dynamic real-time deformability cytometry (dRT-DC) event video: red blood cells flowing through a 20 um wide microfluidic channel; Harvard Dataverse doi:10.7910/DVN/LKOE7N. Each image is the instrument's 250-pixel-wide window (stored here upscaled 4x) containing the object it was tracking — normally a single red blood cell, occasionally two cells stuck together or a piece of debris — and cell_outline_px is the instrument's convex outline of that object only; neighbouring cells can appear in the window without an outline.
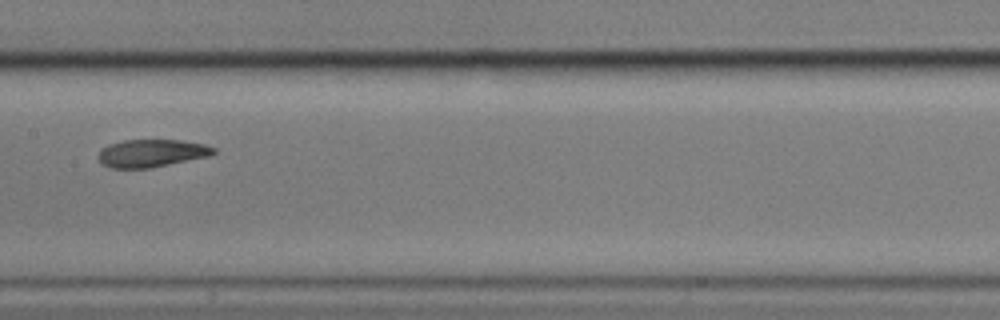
{"species": "common noctule bat (a hibernating species)", "species_latin": "Nyctalus noctula", "temperature_condition": "cold", "stored_images_in_passage": 12, "camera_frame_rate_fps": 3000, "um_per_image_px": 0.085, "animal": {"sex": "male", "body_mass_g": 17.9}, "frame": {"image": 1, "passage_image": 6, "time_ms": 7.667, "image_size_px": [1000, 320], "cell_outline_px": [[216, 152], [208, 156], [148, 168], [112, 168], [100, 164], [96, 156], [108, 144], [124, 140], [180, 140], [204, 144], [216, 148]], "centroid_in_image_um": [12.84, 13.02], "position_along_channel_um": 194.6, "area_um2": 18.5}}
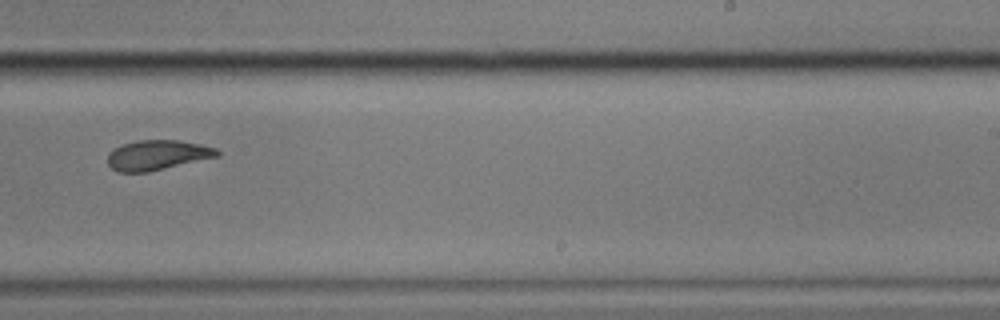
{"frame": {"image": 2, "passage_image": 8, "time_ms": 10.0, "image_size_px": [1000, 320], "cell_outline_px": [[220, 156], [148, 172], [116, 172], [108, 164], [108, 152], [124, 144], [136, 140], [180, 140], [200, 144], [216, 148], [220, 152]], "centroid_in_image_um": [13.39, 13.18], "position_along_channel_um": 275.6, "area_um2": 19.13}}
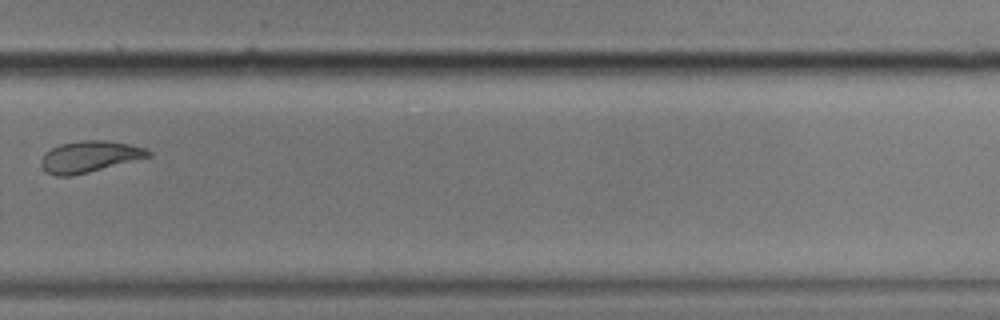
{"frame": {"image": 3, "passage_image": 9, "time_ms": 11.333, "image_size_px": [1000, 320], "cell_outline_px": [[152, 156], [72, 176], [56, 176], [48, 172], [40, 164], [40, 160], [52, 148], [60, 144], [84, 140], [108, 140], [128, 144], [144, 148], [152, 152]], "centroid_in_image_um": [7.63, 13.31], "position_along_channel_um": 322.2, "area_um2": 19.31}, "authors_computed_cell_mechanics": {"area_um2": 19.074, "velocity_mm_per_s": 3.1888, "shape_relaxation_time_tau1_ms": null, "shape_relaxation_time_tau2_ms": 9.2356, "deformation_change_tau1": null, "deformation_change_tau2": 0.0895}}